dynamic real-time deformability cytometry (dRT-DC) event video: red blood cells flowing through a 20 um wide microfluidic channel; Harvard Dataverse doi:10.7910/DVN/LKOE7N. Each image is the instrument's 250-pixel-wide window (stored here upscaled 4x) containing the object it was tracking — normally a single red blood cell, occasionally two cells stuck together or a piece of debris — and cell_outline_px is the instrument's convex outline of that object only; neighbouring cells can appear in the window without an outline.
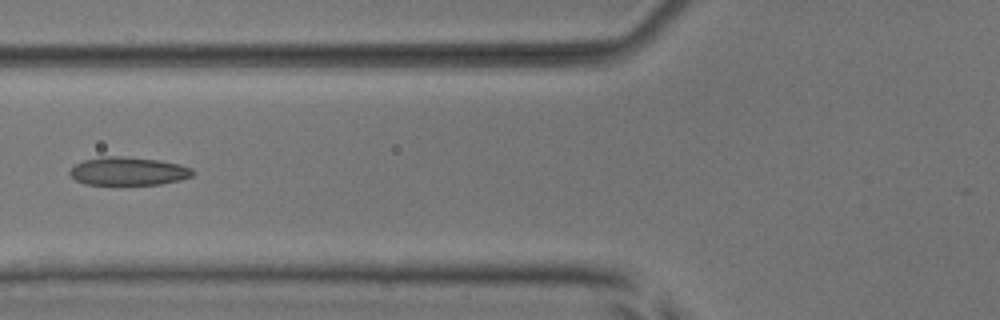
{"species": "common noctule bat (a hibernating species)", "species_latin": "Nyctalus noctula", "temperature_condition": "room temperature", "stored_images_in_passage": 5, "camera_frame_rate_fps": 3000, "um_per_image_px": 0.085, "animal": {"sex": "male", "body_mass_g": 17.9, "forearm_length_mm": 54.2}, "frame": {"image": 1, "passage_image": 5, "time_ms": 4.667, "image_size_px": [1000, 320], "cell_outline_px": [[196, 172], [192, 176], [180, 180], [160, 184], [84, 184], [76, 180], [68, 172], [76, 164], [84, 160], [100, 156], [124, 156], [160, 160], [180, 164], [192, 168]], "centroid_in_image_um": [10.93, 14.54], "position_along_channel_um": 114.9, "area_um2": 20.29}}